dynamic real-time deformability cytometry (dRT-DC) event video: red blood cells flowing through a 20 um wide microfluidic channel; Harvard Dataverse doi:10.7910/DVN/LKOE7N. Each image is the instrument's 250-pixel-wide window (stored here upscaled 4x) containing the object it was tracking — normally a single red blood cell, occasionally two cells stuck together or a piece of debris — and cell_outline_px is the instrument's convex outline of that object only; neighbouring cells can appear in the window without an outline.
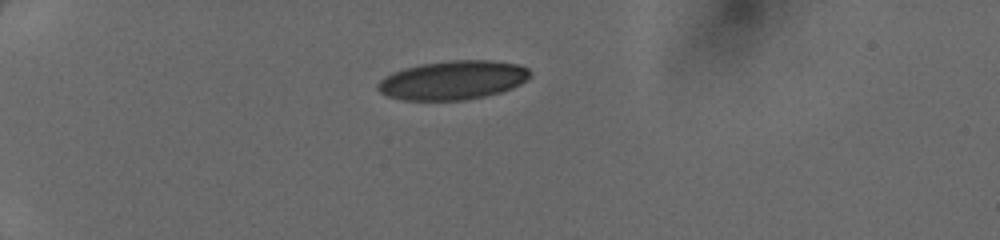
{"species": "human", "species_latin": "Homo sapiens", "temperature_condition": "cold", "stored_images_in_passage": 35, "camera_frame_rate_fps": 3000, "um_per_image_px": 0.085, "donor": {"sex": "female"}, "frame": {"image": 1, "passage_image": 1, "time_ms": 0.0, "image_size_px": [1000, 240], "cell_outline_px": [[532, 76], [520, 84], [512, 88], [500, 92], [484, 96], [464, 100], [404, 100], [388, 96], [380, 92], [376, 88], [376, 84], [384, 76], [392, 72], [404, 68], [420, 64], [452, 60], [488, 60], [516, 64], [528, 68], [532, 72]], "centroid_in_image_um": [38.48, 6.81], "position_along_channel_um": 46.5, "area_um2": 34.62}}
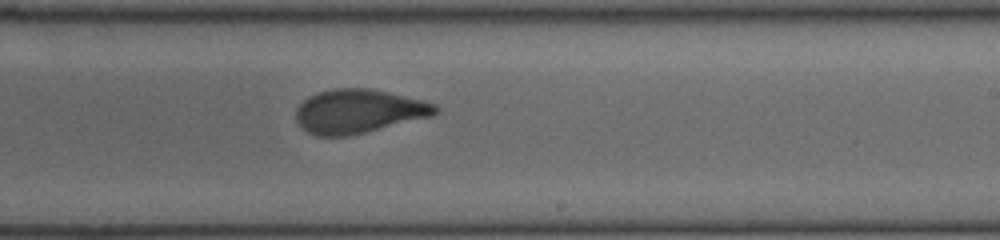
{"frame": {"image": 2, "passage_image": 19, "time_ms": 6.0, "image_size_px": [1000, 240], "cell_outline_px": [[440, 112], [432, 116], [348, 136], [316, 136], [300, 128], [296, 120], [296, 108], [308, 96], [316, 92], [332, 88], [368, 88], [388, 92], [424, 100], [436, 104], [440, 108]], "centroid_in_image_um": [30.47, 9.45], "position_along_channel_um": 258.5, "area_um2": 35.89}}
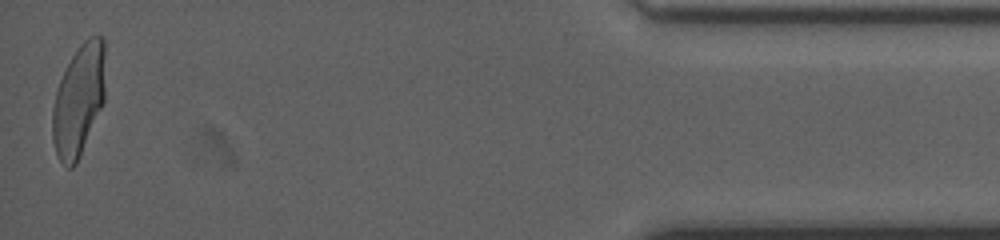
{"frame": {"image": 3, "passage_image": 35, "time_ms": 11.333, "image_size_px": [1000, 240], "cell_outline_px": [[104, 104], [80, 156], [76, 164], [72, 168], [68, 168], [60, 160], [56, 152], [52, 140], [52, 108], [56, 92], [60, 80], [72, 56], [80, 44], [88, 36], [104, 36]], "centroid_in_image_um": [6.69, 8.53], "position_along_channel_um": 428.5, "area_um2": 34.39}}